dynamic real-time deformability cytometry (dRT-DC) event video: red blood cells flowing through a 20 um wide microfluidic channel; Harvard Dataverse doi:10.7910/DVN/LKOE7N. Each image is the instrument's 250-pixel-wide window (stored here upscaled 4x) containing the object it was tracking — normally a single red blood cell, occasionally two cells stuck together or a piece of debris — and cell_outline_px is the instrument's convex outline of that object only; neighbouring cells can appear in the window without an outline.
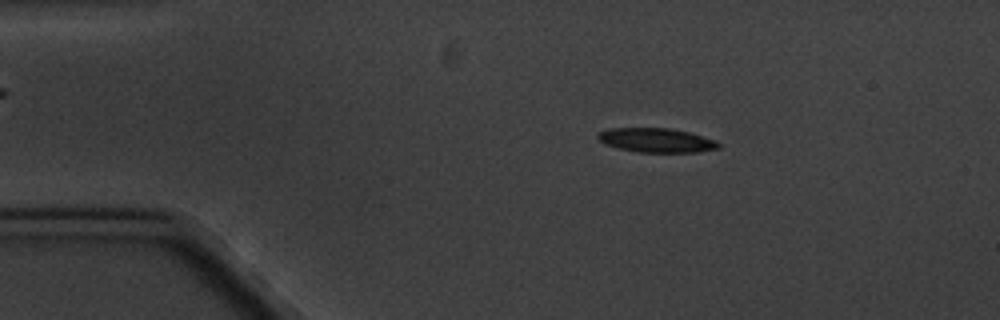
{"species": "common noctule bat (a hibernating species)", "species_latin": "Nyctalus noctula", "temperature_condition": "cold", "stored_images_in_passage": 6, "camera_frame_rate_fps": 3000, "um_per_image_px": 0.085, "animal": {"sex": "male", "body_mass_g": 20.1, "forearm_length_mm": 53.5}, "frame": {"image": 1, "passage_image": 3, "time_ms": 2.333, "image_size_px": [1000, 320], "cell_outline_px": [[720, 148], [696, 152], [640, 152], [620, 148], [604, 144], [596, 136], [600, 132], [612, 128], [672, 128], [688, 132], [716, 140], [720, 144]], "centroid_in_image_um": [55.82, 11.92], "position_along_channel_um": 29.2, "area_um2": 16.88}}
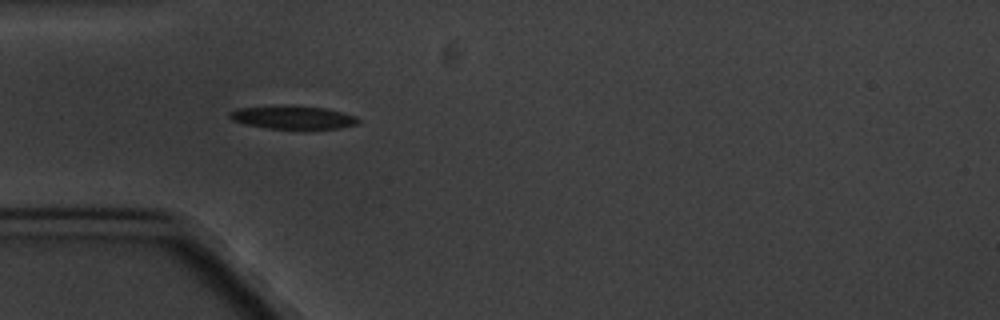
{"frame": {"image": 2, "passage_image": 5, "time_ms": 4.667, "image_size_px": [1000, 320], "cell_outline_px": [[360, 120], [356, 124], [340, 128], [268, 128], [244, 124], [232, 120], [228, 116], [228, 112], [236, 108], [288, 104], [324, 108], [356, 116]], "centroid_in_image_um": [24.82, 9.95], "position_along_channel_um": 60.2, "area_um2": 17.46}}